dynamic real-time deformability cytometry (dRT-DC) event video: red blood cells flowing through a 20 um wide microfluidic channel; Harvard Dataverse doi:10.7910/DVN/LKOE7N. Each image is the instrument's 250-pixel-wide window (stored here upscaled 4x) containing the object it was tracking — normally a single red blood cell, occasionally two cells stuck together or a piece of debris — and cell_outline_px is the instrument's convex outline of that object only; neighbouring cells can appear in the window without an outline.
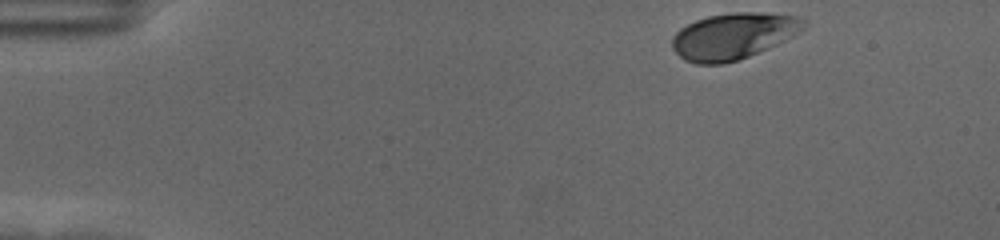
{"species": "human", "species_latin": "Homo sapiens", "temperature_condition": "cold", "stored_images_in_passage": 52, "camera_frame_rate_fps": 3000, "um_per_image_px": 0.085, "donor": {"sex": "female"}, "frame": {"image": 1, "passage_image": 1, "time_ms": 0.0, "image_size_px": [1000, 240], "cell_outline_px": [[808, 24], [800, 32], [768, 48], [740, 60], [724, 64], [696, 64], [684, 60], [672, 48], [672, 36], [680, 28], [696, 20], [708, 16], [732, 12], [768, 12], [796, 16], [808, 20]], "centroid_in_image_um": [62.35, 3.06], "position_along_channel_um": 22.6, "area_um2": 35.84}}
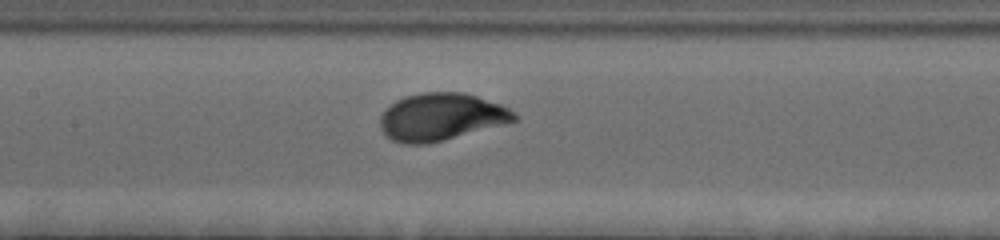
{"frame": {"image": 2, "passage_image": 22, "time_ms": 7.0, "image_size_px": [1000, 240], "cell_outline_px": [[520, 116], [516, 120], [444, 140], [428, 144], [404, 144], [392, 140], [384, 136], [380, 128], [380, 116], [396, 100], [404, 96], [424, 92], [464, 92], [500, 104], [508, 108]], "centroid_in_image_um": [37.46, 9.94], "position_along_channel_um": 169.9, "area_um2": 36.88}}
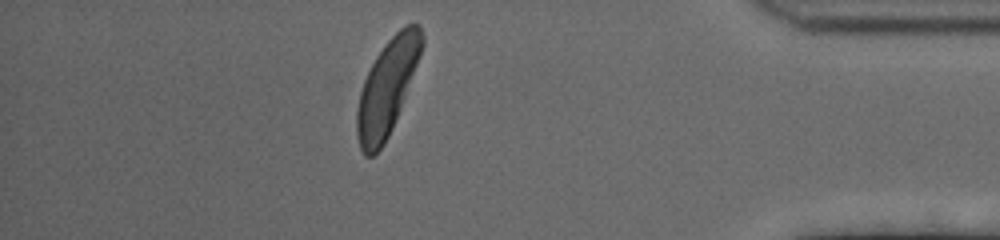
{"frame": {"image": 3, "passage_image": 45, "time_ms": 14.667, "image_size_px": [1000, 240], "cell_outline_px": [[424, 44], [420, 56], [400, 108], [392, 128], [384, 144], [372, 156], [364, 156], [360, 148], [356, 136], [356, 112], [360, 92], [364, 80], [376, 56], [384, 44], [404, 24], [420, 24], [424, 36]], "centroid_in_image_um": [32.9, 7.42], "position_along_channel_um": 402.3, "area_um2": 35.72}, "authors_computed_cell_mechanics": {"area_um2": 35.836, "velocity_mm_per_s": 3.483, "shape_relaxation_time_tau1_ms": 2.1298, "shape_relaxation_time_tau2_ms": null, "deformation_change_tau1": 0.1512, "deformation_change_tau2": null}}